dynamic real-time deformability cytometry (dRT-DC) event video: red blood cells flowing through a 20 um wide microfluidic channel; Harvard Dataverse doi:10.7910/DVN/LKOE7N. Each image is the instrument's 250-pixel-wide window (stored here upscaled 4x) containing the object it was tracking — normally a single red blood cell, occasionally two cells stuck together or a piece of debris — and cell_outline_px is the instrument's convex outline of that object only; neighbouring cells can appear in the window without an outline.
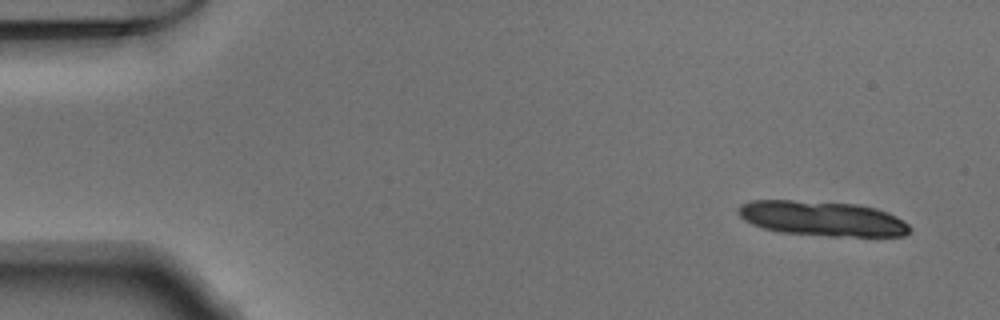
{"species": "Egyptian fruit bat (a non-hibernating species)", "species_latin": "Rousettus aegyptiacus", "temperature_condition": "warm", "stored_images_in_passage": 14, "camera_frame_rate_fps": 3000, "um_per_image_px": 0.085, "animal": {"sex": "male"}, "frame": {"image": 1, "passage_image": 3, "time_ms": 0.667, "image_size_px": [1000, 320], "cell_outline_px": [[912, 228], [904, 236], [828, 236], [780, 232], [764, 228], [752, 224], [744, 220], [740, 216], [740, 204], [752, 200], [792, 200], [856, 204], [872, 208], [884, 212], [904, 220]], "centroid_in_image_um": [69.88, 18.58], "position_along_channel_um": 15.1, "area_um2": 34.56}}